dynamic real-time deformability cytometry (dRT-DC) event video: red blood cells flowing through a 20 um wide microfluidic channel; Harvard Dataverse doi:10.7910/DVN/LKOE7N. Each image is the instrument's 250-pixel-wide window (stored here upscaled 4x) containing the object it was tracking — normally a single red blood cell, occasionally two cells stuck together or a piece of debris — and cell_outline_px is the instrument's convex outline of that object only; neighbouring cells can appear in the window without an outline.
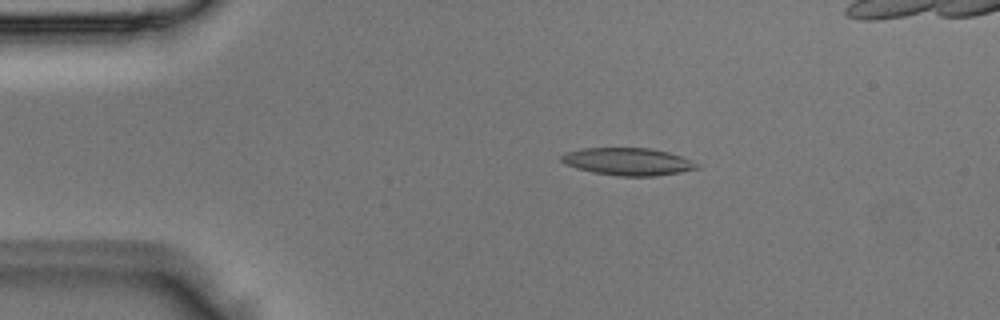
{"species": "Egyptian fruit bat (a non-hibernating species)", "species_latin": "Rousettus aegyptiacus", "temperature_condition": "room temperature", "stored_images_in_passage": 5, "camera_frame_rate_fps": 3000, "um_per_image_px": 0.085, "animal": {"sex": "male"}, "frame": {"image": 1, "passage_image": 3, "time_ms": 0.667, "image_size_px": [1000, 320], "cell_outline_px": [[700, 168], [680, 172], [656, 176], [616, 176], [592, 172], [576, 168], [564, 164], [560, 160], [560, 156], [564, 152], [584, 148], [648, 148], [668, 152], [684, 156], [700, 164]], "centroid_in_image_um": [53.38, 13.74], "position_along_channel_um": 31.6, "area_um2": 21.96}}